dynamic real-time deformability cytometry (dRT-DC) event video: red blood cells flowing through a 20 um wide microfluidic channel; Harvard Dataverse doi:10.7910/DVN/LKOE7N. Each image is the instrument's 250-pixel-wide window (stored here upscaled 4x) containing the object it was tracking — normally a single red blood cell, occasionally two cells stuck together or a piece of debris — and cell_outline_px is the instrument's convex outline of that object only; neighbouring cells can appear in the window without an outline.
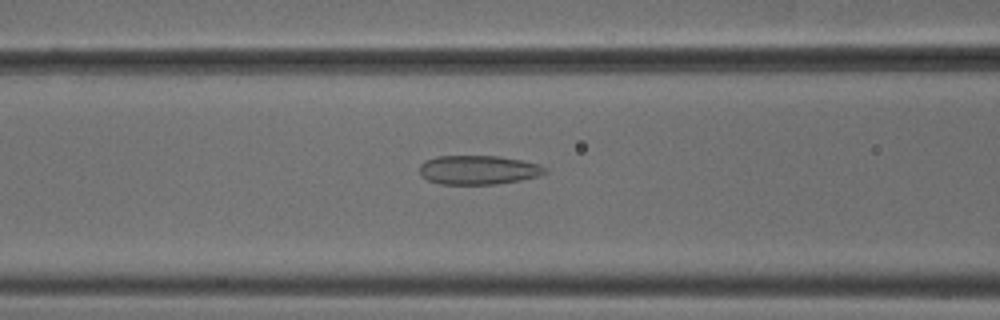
{"species": "common noctule bat (a hibernating species)", "species_latin": "Nyctalus noctula", "temperature_condition": "cold", "stored_images_in_passage": 48, "camera_frame_rate_fps": 3000, "um_per_image_px": 0.085, "animal": {"sex": "male", "body_mass_g": 18.8}, "frame": {"image": 1, "passage_image": 22, "time_ms": 7.0, "image_size_px": [1000, 320], "cell_outline_px": [[548, 172], [536, 176], [520, 180], [496, 184], [440, 184], [428, 180], [420, 172], [420, 164], [424, 160], [436, 156], [500, 156], [540, 164], [548, 168]], "centroid_in_image_um": [40.67, 14.43], "position_along_channel_um": 125.9, "area_um2": 21.27}}
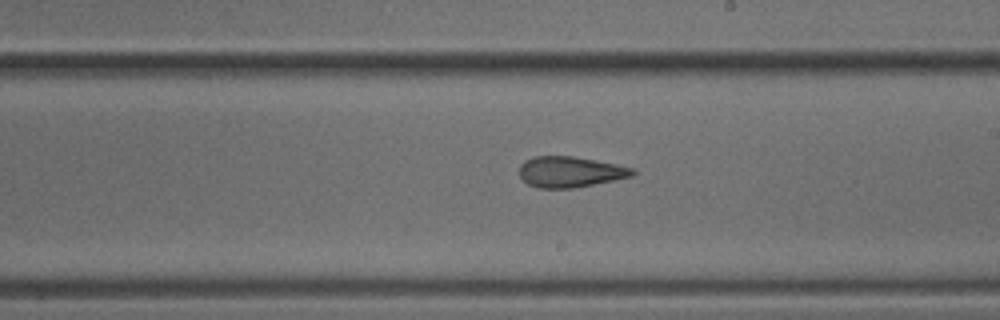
{"frame": {"image": 2, "passage_image": 31, "time_ms": 10.0, "image_size_px": [1000, 320], "cell_outline_px": [[636, 172], [632, 176], [572, 188], [536, 188], [528, 184], [520, 176], [520, 164], [524, 160], [532, 156], [572, 156], [596, 160], [636, 168]], "centroid_in_image_um": [48.44, 14.6], "position_along_channel_um": 240.6, "area_um2": 20.29}}
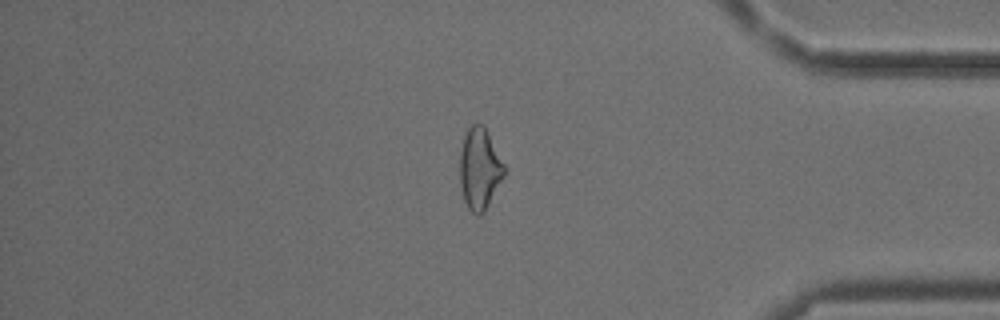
{"frame": {"image": 3, "passage_image": 45, "time_ms": 14.667, "image_size_px": [1000, 320], "cell_outline_px": [[508, 168], [504, 176], [484, 212], [480, 216], [476, 216], [468, 208], [464, 200], [460, 184], [460, 152], [464, 136], [468, 128], [472, 124], [484, 124]], "centroid_in_image_um": [40.8, 14.33], "position_along_channel_um": 394.4, "area_um2": 21.44}}